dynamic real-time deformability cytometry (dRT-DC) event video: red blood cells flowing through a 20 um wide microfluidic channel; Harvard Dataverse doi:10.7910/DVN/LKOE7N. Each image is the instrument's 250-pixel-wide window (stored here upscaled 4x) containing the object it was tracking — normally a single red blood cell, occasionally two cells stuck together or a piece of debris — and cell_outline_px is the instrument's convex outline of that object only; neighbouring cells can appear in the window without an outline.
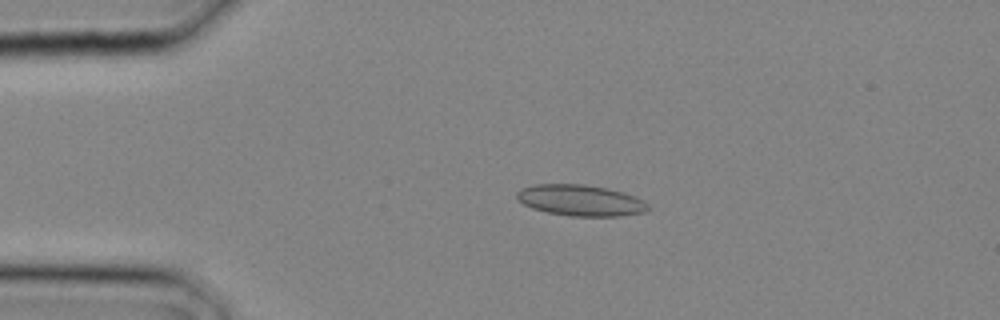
{"species": "common noctule bat (a hibernating species)", "species_latin": "Nyctalus noctula", "temperature_condition": "cold", "stored_images_in_passage": 8, "camera_frame_rate_fps": 3000, "um_per_image_px": 0.085, "animal": {"sex": "male", "body_mass_g": 20.4}, "frame": {"image": 1, "passage_image": 2, "time_ms": 0.333, "image_size_px": [1000, 320], "cell_outline_px": [[648, 208], [644, 212], [620, 216], [568, 216], [548, 212], [532, 208], [524, 204], [516, 196], [516, 192], [520, 188], [532, 184], [584, 184], [608, 188], [644, 200], [648, 204]], "centroid_in_image_um": [49.31, 17.02], "position_along_channel_um": 35.7, "area_um2": 23.7}}
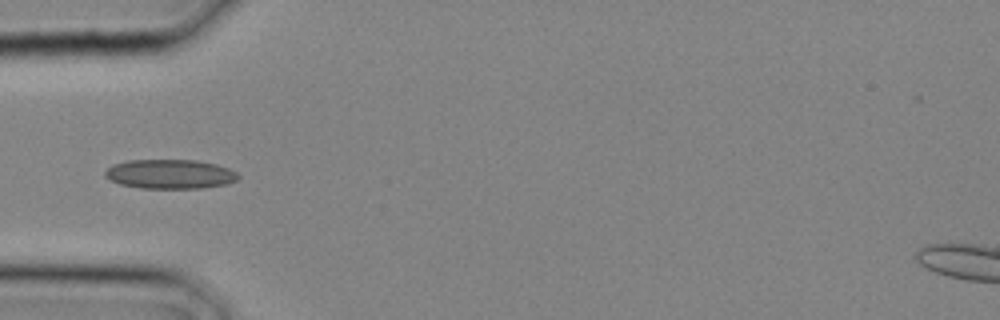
{"frame": {"image": 2, "passage_image": 5, "time_ms": 1.333, "image_size_px": [1000, 320], "cell_outline_px": [[240, 176], [236, 180], [228, 184], [200, 188], [140, 188], [120, 184], [108, 180], [104, 176], [104, 172], [112, 164], [128, 160], [196, 160], [216, 164], [228, 168], [236, 172]], "centroid_in_image_um": [14.43, 14.79], "position_along_channel_um": 70.6, "area_um2": 22.89}}
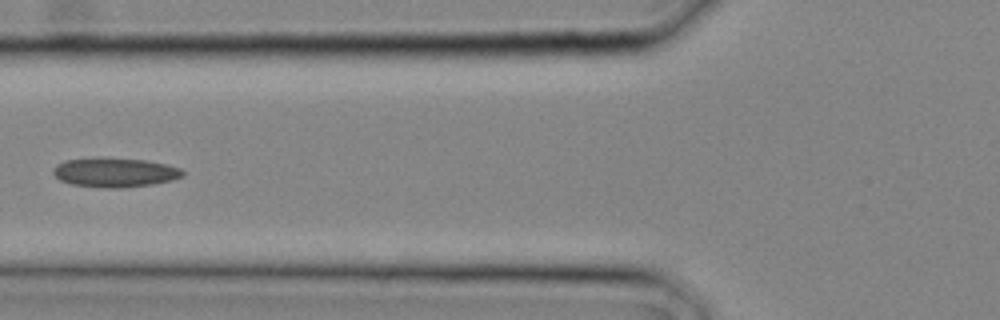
{"frame": {"image": 3, "passage_image": 7, "time_ms": 2.0, "image_size_px": [1000, 320], "cell_outline_px": [[184, 176], [172, 180], [152, 184], [124, 188], [104, 188], [72, 184], [60, 180], [52, 172], [52, 168], [56, 164], [64, 160], [96, 156], [144, 160], [164, 164], [180, 168], [184, 172]], "centroid_in_image_um": [9.71, 14.64], "position_along_channel_um": 116.1, "area_um2": 22.48}}